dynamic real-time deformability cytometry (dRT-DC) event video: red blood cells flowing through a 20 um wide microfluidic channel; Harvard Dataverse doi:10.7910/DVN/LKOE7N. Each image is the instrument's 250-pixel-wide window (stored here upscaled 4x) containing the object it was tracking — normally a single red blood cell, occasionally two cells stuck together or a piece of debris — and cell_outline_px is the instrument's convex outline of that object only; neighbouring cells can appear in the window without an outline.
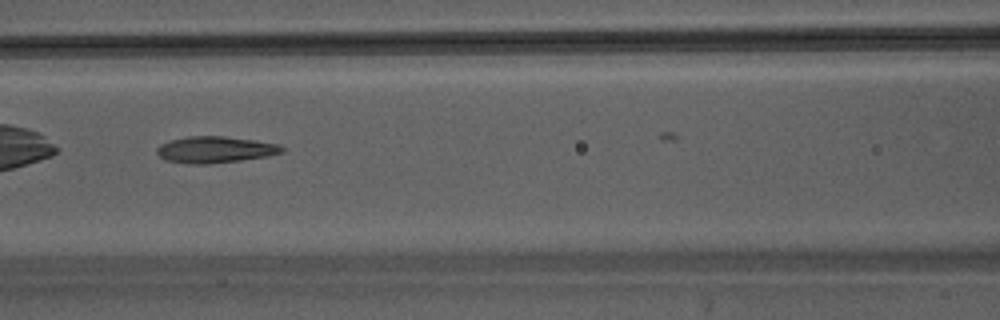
{"species": "Egyptian fruit bat (a non-hibernating species)", "species_latin": "Rousettus aegyptiacus", "temperature_condition": "warm", "stored_images_in_passage": 21, "camera_frame_rate_fps": 3000, "um_per_image_px": 0.085, "animal": {"sex": "male"}, "frame": {"image": 1, "passage_image": 6, "time_ms": 1.667, "image_size_px": [1000, 320], "cell_outline_px": [[284, 152], [268, 156], [240, 160], [208, 164], [188, 164], [164, 160], [156, 152], [156, 148], [160, 144], [172, 140], [188, 136], [224, 136], [256, 140], [280, 144], [284, 148]], "centroid_in_image_um": [18.29, 12.72], "position_along_channel_um": 148.3, "area_um2": 19.42}}
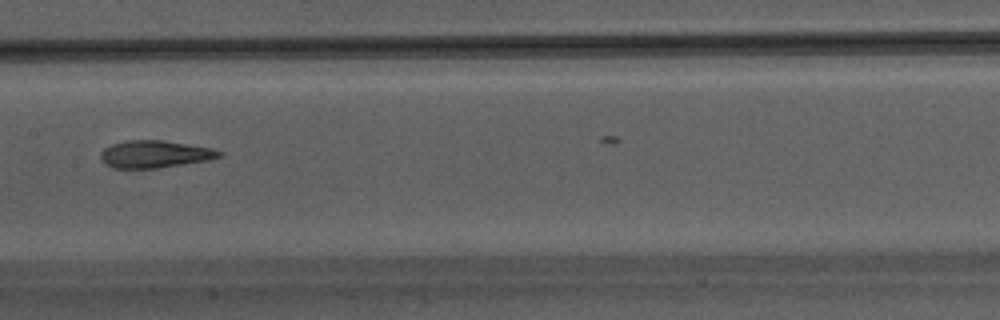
{"frame": {"image": 2, "passage_image": 9, "time_ms": 2.667, "image_size_px": [1000, 320], "cell_outline_px": [[224, 152], [220, 156], [204, 160], [156, 168], [112, 168], [104, 164], [100, 156], [100, 152], [104, 148], [112, 144], [128, 140], [164, 140], [212, 148]], "centroid_in_image_um": [13.1, 13.09], "position_along_channel_um": 194.3, "area_um2": 18.67}}
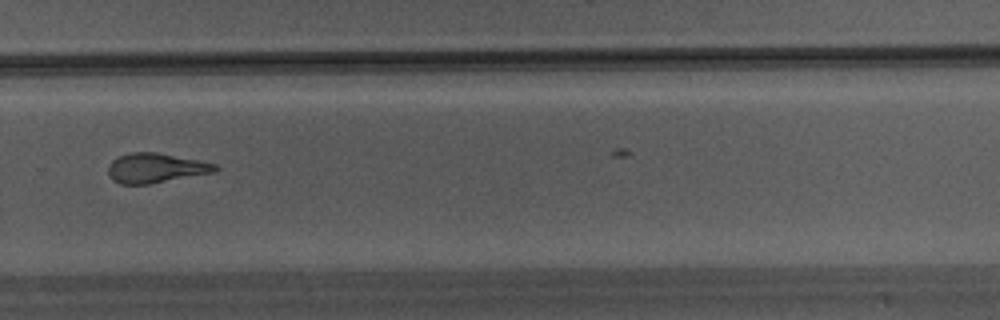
{"frame": {"image": 3, "passage_image": 17, "time_ms": 5.333, "image_size_px": [1000, 320], "cell_outline_px": [[220, 168], [216, 172], [148, 184], [120, 184], [112, 180], [108, 176], [108, 164], [112, 160], [120, 156], [132, 152], [156, 152], [200, 160], [216, 164]], "centroid_in_image_um": [13.24, 14.28], "position_along_channel_um": 316.6, "area_um2": 18.61}}